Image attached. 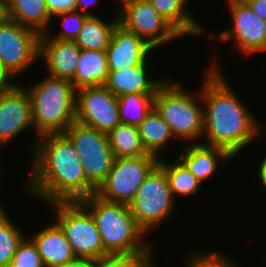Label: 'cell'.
<instances>
[{"label": "cell", "mask_w": 266, "mask_h": 267, "mask_svg": "<svg viewBox=\"0 0 266 267\" xmlns=\"http://www.w3.org/2000/svg\"><path fill=\"white\" fill-rule=\"evenodd\" d=\"M186 145L177 158L201 184L213 177L219 168L220 161H228L234 158L227 150L204 144V142L188 143Z\"/></svg>", "instance_id": "e0dca14e"}, {"label": "cell", "mask_w": 266, "mask_h": 267, "mask_svg": "<svg viewBox=\"0 0 266 267\" xmlns=\"http://www.w3.org/2000/svg\"><path fill=\"white\" fill-rule=\"evenodd\" d=\"M1 162V161H0ZM1 167H3L2 165H1V163H0V183H1V176H2V174L1 173H3L2 171V169H1Z\"/></svg>", "instance_id": "b9f144b4"}, {"label": "cell", "mask_w": 266, "mask_h": 267, "mask_svg": "<svg viewBox=\"0 0 266 267\" xmlns=\"http://www.w3.org/2000/svg\"><path fill=\"white\" fill-rule=\"evenodd\" d=\"M138 0H118V4L120 3V7H124L125 5L132 3V2H136Z\"/></svg>", "instance_id": "ab89813d"}, {"label": "cell", "mask_w": 266, "mask_h": 267, "mask_svg": "<svg viewBox=\"0 0 266 267\" xmlns=\"http://www.w3.org/2000/svg\"><path fill=\"white\" fill-rule=\"evenodd\" d=\"M262 161L259 163V170H258V176L260 179V183H262V186L266 189V156H264Z\"/></svg>", "instance_id": "8d00e7d4"}, {"label": "cell", "mask_w": 266, "mask_h": 267, "mask_svg": "<svg viewBox=\"0 0 266 267\" xmlns=\"http://www.w3.org/2000/svg\"><path fill=\"white\" fill-rule=\"evenodd\" d=\"M212 251L211 253L192 252L187 257L186 267H239L237 262L224 254L223 251ZM188 263V264H187Z\"/></svg>", "instance_id": "1f68e13d"}, {"label": "cell", "mask_w": 266, "mask_h": 267, "mask_svg": "<svg viewBox=\"0 0 266 267\" xmlns=\"http://www.w3.org/2000/svg\"><path fill=\"white\" fill-rule=\"evenodd\" d=\"M156 93L125 94L118 97L120 122L129 125H140L154 107Z\"/></svg>", "instance_id": "4316f807"}, {"label": "cell", "mask_w": 266, "mask_h": 267, "mask_svg": "<svg viewBox=\"0 0 266 267\" xmlns=\"http://www.w3.org/2000/svg\"><path fill=\"white\" fill-rule=\"evenodd\" d=\"M26 89L35 135L63 133L76 119V90L68 79L47 75Z\"/></svg>", "instance_id": "277c9868"}, {"label": "cell", "mask_w": 266, "mask_h": 267, "mask_svg": "<svg viewBox=\"0 0 266 267\" xmlns=\"http://www.w3.org/2000/svg\"><path fill=\"white\" fill-rule=\"evenodd\" d=\"M107 136L115 159L140 157L148 153L141 141L138 126L120 123Z\"/></svg>", "instance_id": "d4e9b609"}, {"label": "cell", "mask_w": 266, "mask_h": 267, "mask_svg": "<svg viewBox=\"0 0 266 267\" xmlns=\"http://www.w3.org/2000/svg\"><path fill=\"white\" fill-rule=\"evenodd\" d=\"M27 236L7 214L0 221V267H9L19 243Z\"/></svg>", "instance_id": "83f0119b"}, {"label": "cell", "mask_w": 266, "mask_h": 267, "mask_svg": "<svg viewBox=\"0 0 266 267\" xmlns=\"http://www.w3.org/2000/svg\"><path fill=\"white\" fill-rule=\"evenodd\" d=\"M96 263L97 261L92 259L76 257L66 263L63 267H94Z\"/></svg>", "instance_id": "d590c367"}, {"label": "cell", "mask_w": 266, "mask_h": 267, "mask_svg": "<svg viewBox=\"0 0 266 267\" xmlns=\"http://www.w3.org/2000/svg\"><path fill=\"white\" fill-rule=\"evenodd\" d=\"M117 24V13H115V18L113 17L110 22L104 21L99 15L88 16L74 42L81 49L106 51Z\"/></svg>", "instance_id": "cb8c5ba5"}, {"label": "cell", "mask_w": 266, "mask_h": 267, "mask_svg": "<svg viewBox=\"0 0 266 267\" xmlns=\"http://www.w3.org/2000/svg\"><path fill=\"white\" fill-rule=\"evenodd\" d=\"M108 73L106 51L81 49L76 74L71 82L75 90L104 85Z\"/></svg>", "instance_id": "44dd1931"}, {"label": "cell", "mask_w": 266, "mask_h": 267, "mask_svg": "<svg viewBox=\"0 0 266 267\" xmlns=\"http://www.w3.org/2000/svg\"><path fill=\"white\" fill-rule=\"evenodd\" d=\"M9 267H45L30 237L25 236L19 243Z\"/></svg>", "instance_id": "4dcf8cb0"}, {"label": "cell", "mask_w": 266, "mask_h": 267, "mask_svg": "<svg viewBox=\"0 0 266 267\" xmlns=\"http://www.w3.org/2000/svg\"><path fill=\"white\" fill-rule=\"evenodd\" d=\"M78 0H45L47 11L52 18L59 13L74 11Z\"/></svg>", "instance_id": "d6a6232c"}, {"label": "cell", "mask_w": 266, "mask_h": 267, "mask_svg": "<svg viewBox=\"0 0 266 267\" xmlns=\"http://www.w3.org/2000/svg\"><path fill=\"white\" fill-rule=\"evenodd\" d=\"M148 59L139 65L109 71L104 86L117 98L125 94L156 93L163 79H149Z\"/></svg>", "instance_id": "ac0fdd59"}, {"label": "cell", "mask_w": 266, "mask_h": 267, "mask_svg": "<svg viewBox=\"0 0 266 267\" xmlns=\"http://www.w3.org/2000/svg\"><path fill=\"white\" fill-rule=\"evenodd\" d=\"M94 267H102V266L97 262Z\"/></svg>", "instance_id": "7bdbcfd3"}, {"label": "cell", "mask_w": 266, "mask_h": 267, "mask_svg": "<svg viewBox=\"0 0 266 267\" xmlns=\"http://www.w3.org/2000/svg\"><path fill=\"white\" fill-rule=\"evenodd\" d=\"M75 121L108 134L120 124L118 98L104 85L76 90Z\"/></svg>", "instance_id": "4fadbf2b"}, {"label": "cell", "mask_w": 266, "mask_h": 267, "mask_svg": "<svg viewBox=\"0 0 266 267\" xmlns=\"http://www.w3.org/2000/svg\"><path fill=\"white\" fill-rule=\"evenodd\" d=\"M153 251L106 254L97 262L102 267H156Z\"/></svg>", "instance_id": "f546056e"}, {"label": "cell", "mask_w": 266, "mask_h": 267, "mask_svg": "<svg viewBox=\"0 0 266 267\" xmlns=\"http://www.w3.org/2000/svg\"><path fill=\"white\" fill-rule=\"evenodd\" d=\"M14 82H16L15 80L12 81L2 70L1 66H0V90L3 88H6L10 85H12Z\"/></svg>", "instance_id": "74e56055"}, {"label": "cell", "mask_w": 266, "mask_h": 267, "mask_svg": "<svg viewBox=\"0 0 266 267\" xmlns=\"http://www.w3.org/2000/svg\"><path fill=\"white\" fill-rule=\"evenodd\" d=\"M56 16L62 18V30L59 32L57 31L53 36L52 30L48 29L46 33L40 35V38H52L62 41H75L82 29L84 21L88 17L87 14L80 13L76 10L59 13L52 17V21L54 17L56 18Z\"/></svg>", "instance_id": "f1b7e54d"}, {"label": "cell", "mask_w": 266, "mask_h": 267, "mask_svg": "<svg viewBox=\"0 0 266 267\" xmlns=\"http://www.w3.org/2000/svg\"><path fill=\"white\" fill-rule=\"evenodd\" d=\"M159 158L151 153L140 157L116 158L108 176L95 195L112 203L130 204L145 178L158 165Z\"/></svg>", "instance_id": "ba28073f"}, {"label": "cell", "mask_w": 266, "mask_h": 267, "mask_svg": "<svg viewBox=\"0 0 266 267\" xmlns=\"http://www.w3.org/2000/svg\"><path fill=\"white\" fill-rule=\"evenodd\" d=\"M216 55L202 78V139L206 140L204 144L221 147L237 157L241 150L263 136L261 132L265 130L256 115L232 90Z\"/></svg>", "instance_id": "6da1fadb"}, {"label": "cell", "mask_w": 266, "mask_h": 267, "mask_svg": "<svg viewBox=\"0 0 266 267\" xmlns=\"http://www.w3.org/2000/svg\"><path fill=\"white\" fill-rule=\"evenodd\" d=\"M190 92L177 80L165 79L154 95V108L180 142H203V101L201 89ZM196 94V95H195ZM200 141H197L199 140Z\"/></svg>", "instance_id": "5b68a950"}, {"label": "cell", "mask_w": 266, "mask_h": 267, "mask_svg": "<svg viewBox=\"0 0 266 267\" xmlns=\"http://www.w3.org/2000/svg\"><path fill=\"white\" fill-rule=\"evenodd\" d=\"M118 24L143 38L154 49L182 37L148 0H138L116 10Z\"/></svg>", "instance_id": "7c38bea8"}, {"label": "cell", "mask_w": 266, "mask_h": 267, "mask_svg": "<svg viewBox=\"0 0 266 267\" xmlns=\"http://www.w3.org/2000/svg\"><path fill=\"white\" fill-rule=\"evenodd\" d=\"M0 202V221L8 214Z\"/></svg>", "instance_id": "f35d334b"}, {"label": "cell", "mask_w": 266, "mask_h": 267, "mask_svg": "<svg viewBox=\"0 0 266 267\" xmlns=\"http://www.w3.org/2000/svg\"><path fill=\"white\" fill-rule=\"evenodd\" d=\"M174 204L166 174L157 165L140 185L129 206L137 225L148 235L154 227L156 230L157 225L173 216Z\"/></svg>", "instance_id": "52a82bcc"}, {"label": "cell", "mask_w": 266, "mask_h": 267, "mask_svg": "<svg viewBox=\"0 0 266 267\" xmlns=\"http://www.w3.org/2000/svg\"><path fill=\"white\" fill-rule=\"evenodd\" d=\"M248 6L266 22V0H246Z\"/></svg>", "instance_id": "836d02e7"}, {"label": "cell", "mask_w": 266, "mask_h": 267, "mask_svg": "<svg viewBox=\"0 0 266 267\" xmlns=\"http://www.w3.org/2000/svg\"><path fill=\"white\" fill-rule=\"evenodd\" d=\"M63 134L76 149L87 180L97 189L108 176L115 159L107 134L76 121Z\"/></svg>", "instance_id": "30bf717a"}, {"label": "cell", "mask_w": 266, "mask_h": 267, "mask_svg": "<svg viewBox=\"0 0 266 267\" xmlns=\"http://www.w3.org/2000/svg\"><path fill=\"white\" fill-rule=\"evenodd\" d=\"M81 48L74 41L40 38L39 62L45 60L48 75L72 80L76 74Z\"/></svg>", "instance_id": "2e32d148"}, {"label": "cell", "mask_w": 266, "mask_h": 267, "mask_svg": "<svg viewBox=\"0 0 266 267\" xmlns=\"http://www.w3.org/2000/svg\"><path fill=\"white\" fill-rule=\"evenodd\" d=\"M138 129L146 151L158 158H161L164 147H167L169 142L175 138L169 125L154 107L147 114L145 120L138 125Z\"/></svg>", "instance_id": "603a6c76"}, {"label": "cell", "mask_w": 266, "mask_h": 267, "mask_svg": "<svg viewBox=\"0 0 266 267\" xmlns=\"http://www.w3.org/2000/svg\"><path fill=\"white\" fill-rule=\"evenodd\" d=\"M79 202L91 213L108 254L153 251L128 204L107 202L95 194Z\"/></svg>", "instance_id": "3957f363"}, {"label": "cell", "mask_w": 266, "mask_h": 267, "mask_svg": "<svg viewBox=\"0 0 266 267\" xmlns=\"http://www.w3.org/2000/svg\"><path fill=\"white\" fill-rule=\"evenodd\" d=\"M32 126V103L27 89L18 82L1 89L0 148Z\"/></svg>", "instance_id": "5bb4252c"}, {"label": "cell", "mask_w": 266, "mask_h": 267, "mask_svg": "<svg viewBox=\"0 0 266 267\" xmlns=\"http://www.w3.org/2000/svg\"><path fill=\"white\" fill-rule=\"evenodd\" d=\"M154 48L143 38L117 24L106 49L109 71H118L141 64Z\"/></svg>", "instance_id": "9a60e30c"}, {"label": "cell", "mask_w": 266, "mask_h": 267, "mask_svg": "<svg viewBox=\"0 0 266 267\" xmlns=\"http://www.w3.org/2000/svg\"><path fill=\"white\" fill-rule=\"evenodd\" d=\"M4 16V3L0 0V19Z\"/></svg>", "instance_id": "60d3db41"}, {"label": "cell", "mask_w": 266, "mask_h": 267, "mask_svg": "<svg viewBox=\"0 0 266 267\" xmlns=\"http://www.w3.org/2000/svg\"><path fill=\"white\" fill-rule=\"evenodd\" d=\"M31 148L32 170L23 190L44 203L76 202L96 193L71 141L63 134L38 137Z\"/></svg>", "instance_id": "7a4b0ae2"}, {"label": "cell", "mask_w": 266, "mask_h": 267, "mask_svg": "<svg viewBox=\"0 0 266 267\" xmlns=\"http://www.w3.org/2000/svg\"><path fill=\"white\" fill-rule=\"evenodd\" d=\"M31 235L45 267H63L76 258L60 226L54 221Z\"/></svg>", "instance_id": "d6986e66"}, {"label": "cell", "mask_w": 266, "mask_h": 267, "mask_svg": "<svg viewBox=\"0 0 266 267\" xmlns=\"http://www.w3.org/2000/svg\"><path fill=\"white\" fill-rule=\"evenodd\" d=\"M4 16L29 27L37 33L44 34L52 23L45 0H6Z\"/></svg>", "instance_id": "ffe728a7"}, {"label": "cell", "mask_w": 266, "mask_h": 267, "mask_svg": "<svg viewBox=\"0 0 266 267\" xmlns=\"http://www.w3.org/2000/svg\"><path fill=\"white\" fill-rule=\"evenodd\" d=\"M98 2L99 0H78L75 10L87 14L88 16H98V14L92 13L90 12L91 10L88 9L91 6L99 4Z\"/></svg>", "instance_id": "e575fe53"}, {"label": "cell", "mask_w": 266, "mask_h": 267, "mask_svg": "<svg viewBox=\"0 0 266 267\" xmlns=\"http://www.w3.org/2000/svg\"><path fill=\"white\" fill-rule=\"evenodd\" d=\"M155 11L161 14L183 37L187 35L204 36L205 27L200 24L190 11L188 0H148Z\"/></svg>", "instance_id": "7402d4cb"}, {"label": "cell", "mask_w": 266, "mask_h": 267, "mask_svg": "<svg viewBox=\"0 0 266 267\" xmlns=\"http://www.w3.org/2000/svg\"><path fill=\"white\" fill-rule=\"evenodd\" d=\"M39 40L33 29L5 16L0 19V66L12 81L38 62Z\"/></svg>", "instance_id": "9c48e42d"}, {"label": "cell", "mask_w": 266, "mask_h": 267, "mask_svg": "<svg viewBox=\"0 0 266 267\" xmlns=\"http://www.w3.org/2000/svg\"><path fill=\"white\" fill-rule=\"evenodd\" d=\"M47 205L54 211L55 222L64 232L76 257L98 261L108 254L91 213L79 201Z\"/></svg>", "instance_id": "8992f818"}, {"label": "cell", "mask_w": 266, "mask_h": 267, "mask_svg": "<svg viewBox=\"0 0 266 267\" xmlns=\"http://www.w3.org/2000/svg\"><path fill=\"white\" fill-rule=\"evenodd\" d=\"M232 29L222 30L220 33H208V38H216L220 42H235L238 50L246 55L266 51V22L260 18L246 2L227 0ZM218 35V36H217ZM238 43V44H237Z\"/></svg>", "instance_id": "8fae6325"}, {"label": "cell", "mask_w": 266, "mask_h": 267, "mask_svg": "<svg viewBox=\"0 0 266 267\" xmlns=\"http://www.w3.org/2000/svg\"><path fill=\"white\" fill-rule=\"evenodd\" d=\"M158 166L165 172L172 195L176 197L195 195L199 192L201 183L187 169V167L177 158L171 161L161 157Z\"/></svg>", "instance_id": "484cf974"}]
</instances>
